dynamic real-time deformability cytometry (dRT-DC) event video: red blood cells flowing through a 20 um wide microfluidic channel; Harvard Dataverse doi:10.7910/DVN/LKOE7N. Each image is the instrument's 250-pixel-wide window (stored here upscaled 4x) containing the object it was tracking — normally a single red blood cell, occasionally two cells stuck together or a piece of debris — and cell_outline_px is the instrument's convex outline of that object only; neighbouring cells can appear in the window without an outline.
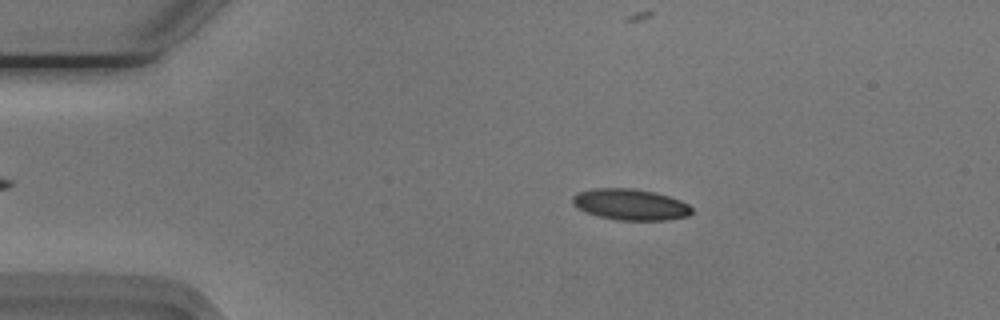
{"species": "Egyptian fruit bat (a non-hibernating species)", "species_latin": "Rousettus aegyptiacus", "temperature_condition": "cold", "stored_images_in_passage": 46, "camera_frame_rate_fps": 3000, "um_per_image_px": 0.085, "animal": {"sex": "male"}, "frame": {"image": 1, "passage_image": 10, "time_ms": 3.0, "image_size_px": [1000, 320], "cell_outline_px": [[692, 212], [688, 216], [668, 220], [616, 220], [596, 216], [584, 212], [576, 208], [572, 204], [572, 196], [576, 192], [596, 188], [632, 188], [652, 192], [668, 196], [680, 200], [688, 204], [692, 208]], "centroid_in_image_um": [53.53, 17.39], "position_along_channel_um": 31.5, "area_um2": 21.85}}
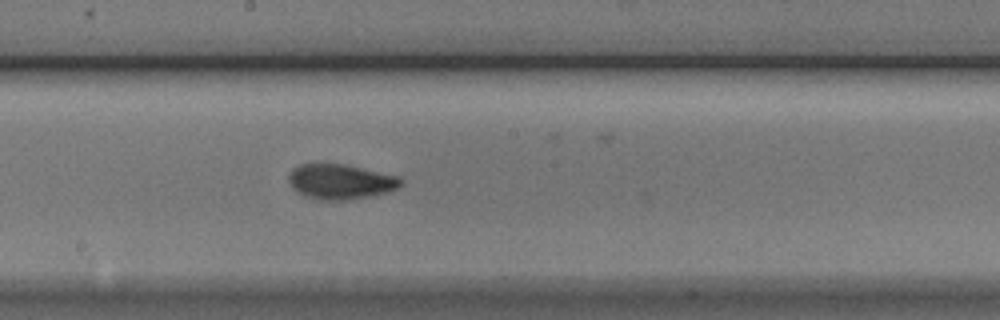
{"frame": {"image": 2, "passage_image": 29, "time_ms": 9.333, "image_size_px": [1000, 320], "cell_outline_px": [[404, 184], [400, 188], [388, 192], [368, 196], [344, 200], [316, 200], [304, 196], [296, 192], [292, 188], [288, 180], [288, 176], [292, 168], [300, 164], [344, 164], [400, 176], [404, 180]], "centroid_in_image_um": [28.96, 15.44], "position_along_channel_um": 219.2, "area_um2": 23.24}}
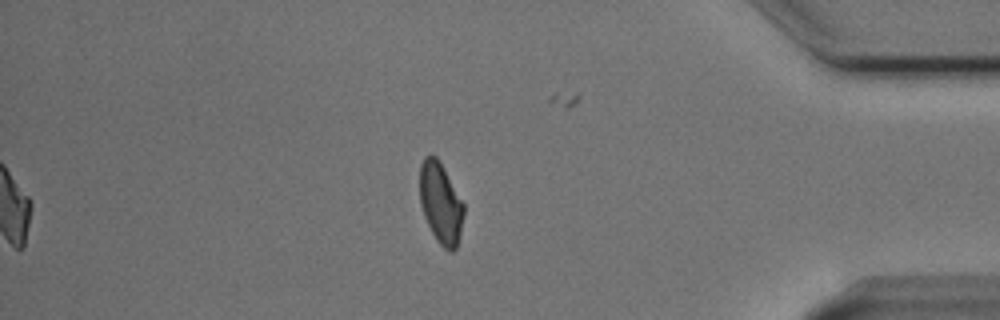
{"frame": {"image": 3, "passage_image": 46, "time_ms": 15.0, "image_size_px": [1000, 320], "cell_outline_px": [[464, 212], [460, 232], [456, 248], [452, 252], [448, 252], [436, 240], [424, 216], [420, 204], [420, 164], [424, 156], [436, 156], [440, 160], [464, 204]], "centroid_in_image_um": [37.45, 17.25], "position_along_channel_um": 397.7, "area_um2": 20.75}, "authors_computed_cell_mechanics": {"area_um2": 21.7328, "velocity_mm_per_s": 3.7698, "shape_relaxation_time_tau1_ms": 3.6933, "shape_relaxation_time_tau2_ms": 2.7533, "deformation_change_tau1": 0.1298, "deformation_change_tau2": 0.0627}}